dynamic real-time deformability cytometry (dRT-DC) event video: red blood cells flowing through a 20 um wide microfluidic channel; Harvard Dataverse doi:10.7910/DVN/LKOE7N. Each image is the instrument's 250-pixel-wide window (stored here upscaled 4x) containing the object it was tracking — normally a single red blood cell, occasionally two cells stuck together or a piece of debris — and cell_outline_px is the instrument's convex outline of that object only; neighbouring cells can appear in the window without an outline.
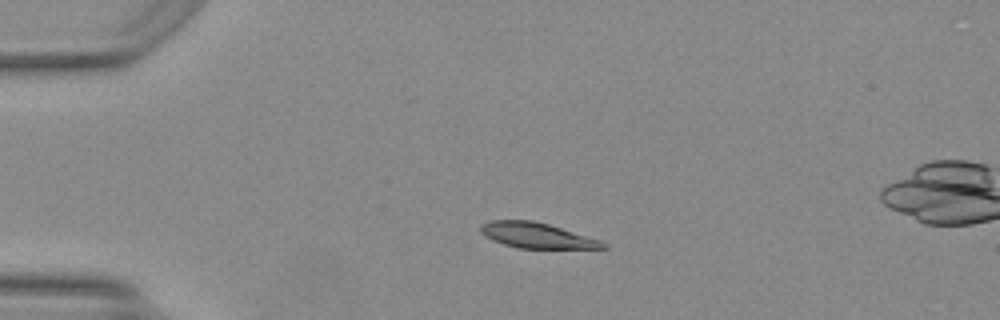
{"species": "Egyptian fruit bat (a non-hibernating species)", "species_latin": "Rousettus aegyptiacus", "temperature_condition": "warm", "stored_images_in_passage": 38, "camera_frame_rate_fps": 3000, "um_per_image_px": 0.085, "animal": {"sex": "female"}, "frame": {"image": 1, "passage_image": 1, "time_ms": 0.0, "image_size_px": [1000, 320], "cell_outline_px": [[608, 248], [520, 248], [504, 244], [492, 240], [484, 236], [480, 232], [480, 224], [488, 220], [532, 220], [548, 224], [600, 240], [608, 244]], "centroid_in_image_um": [45.58, 20.0], "position_along_channel_um": 39.4, "area_um2": 18.03}}
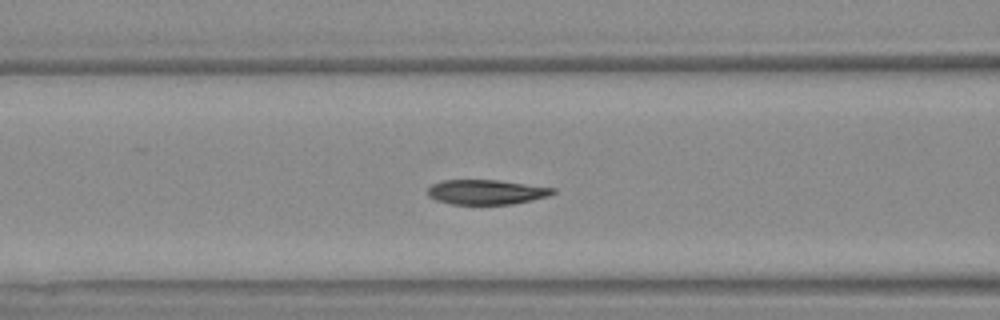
{"frame": {"image": 2, "passage_image": 10, "time_ms": 3.0, "image_size_px": [1000, 320], "cell_outline_px": [[556, 192], [548, 196], [512, 204], [452, 204], [436, 200], [428, 196], [428, 188], [432, 184], [444, 180], [496, 180], [556, 188]], "centroid_in_image_um": [41.33, 16.32], "position_along_channel_um": 125.3, "area_um2": 17.92}}
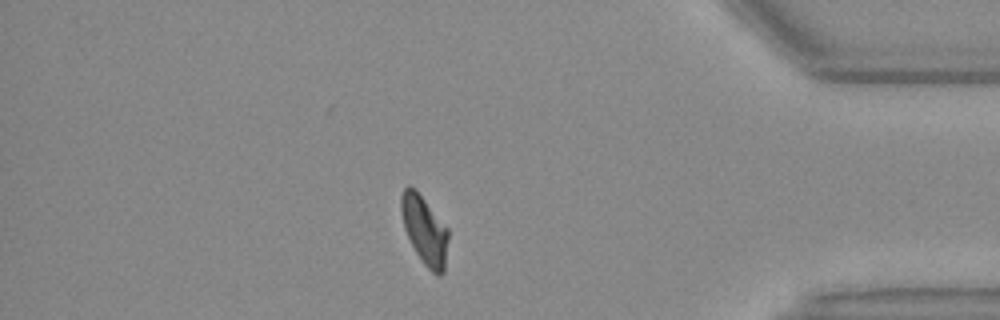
{"frame": {"image": 3, "passage_image": 32, "time_ms": 10.333, "image_size_px": [1000, 320], "cell_outline_px": [[448, 240], [444, 272], [440, 276], [436, 276], [424, 264], [416, 252], [404, 228], [400, 212], [400, 196], [404, 188], [408, 184], [424, 200], [448, 228]], "centroid_in_image_um": [36.08, 19.59], "position_along_channel_um": 399.1, "area_um2": 18.55}, "authors_computed_cell_mechanics": {"area_um2": 18.8139, "velocity_mm_per_s": 4.1818, "shape_relaxation_time_tau1_ms": 4.3736, "shape_relaxation_time_tau2_ms": 1.3087, "deformation_change_tau1": 0.174, "deformation_change_tau2": 0.0498}}